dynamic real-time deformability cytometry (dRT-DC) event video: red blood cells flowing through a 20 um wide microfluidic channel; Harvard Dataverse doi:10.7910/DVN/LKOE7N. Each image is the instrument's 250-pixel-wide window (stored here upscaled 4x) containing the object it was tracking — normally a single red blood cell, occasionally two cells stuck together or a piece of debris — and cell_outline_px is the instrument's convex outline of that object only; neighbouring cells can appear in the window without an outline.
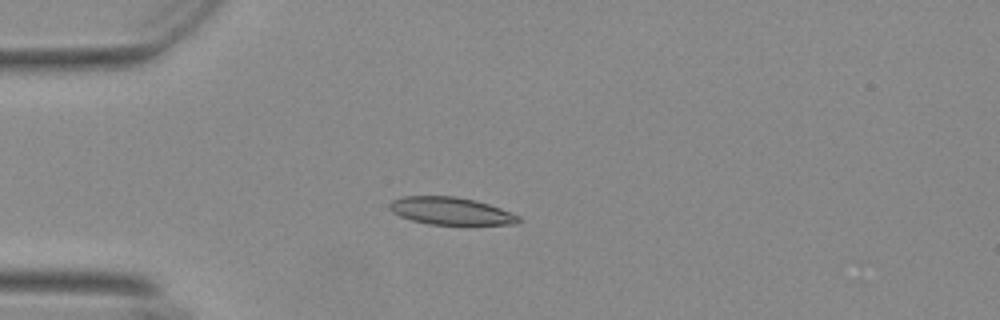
{"species": "Egyptian fruit bat (a non-hibernating species)", "species_latin": "Rousettus aegyptiacus", "temperature_condition": "warm", "stored_images_in_passage": 31, "camera_frame_rate_fps": 3000, "um_per_image_px": 0.085, "animal": {"sex": "female"}, "frame": {"image": 1, "passage_image": 1, "time_ms": 0.0, "image_size_px": [1000, 320], "cell_outline_px": [[520, 220], [516, 224], [428, 224], [412, 220], [400, 216], [392, 212], [388, 208], [388, 204], [392, 200], [404, 196], [452, 196], [472, 200], [488, 204], [500, 208], [520, 216]], "centroid_in_image_um": [38.27, 17.93], "position_along_channel_um": 46.7, "area_um2": 20.4}}
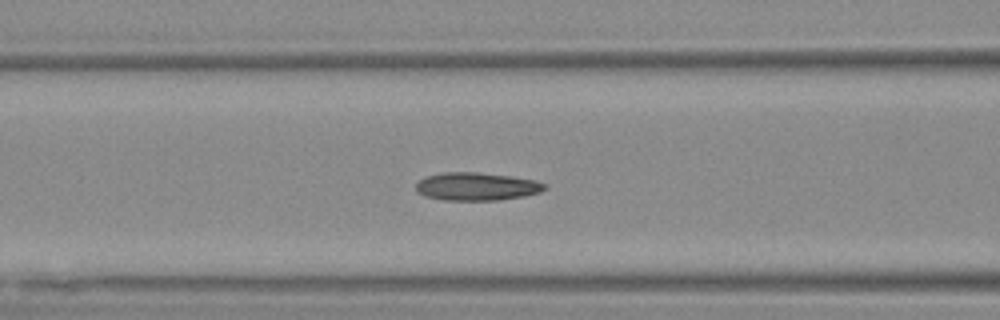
{"frame": {"image": 2, "passage_image": 9, "time_ms": 2.667, "image_size_px": [1000, 320], "cell_outline_px": [[548, 188], [540, 192], [524, 196], [500, 200], [440, 200], [424, 196], [416, 192], [416, 184], [424, 176], [444, 172], [476, 172], [512, 176], [532, 180], [544, 184]], "centroid_in_image_um": [40.47, 15.85], "position_along_channel_um": 126.1, "area_um2": 21.1}}
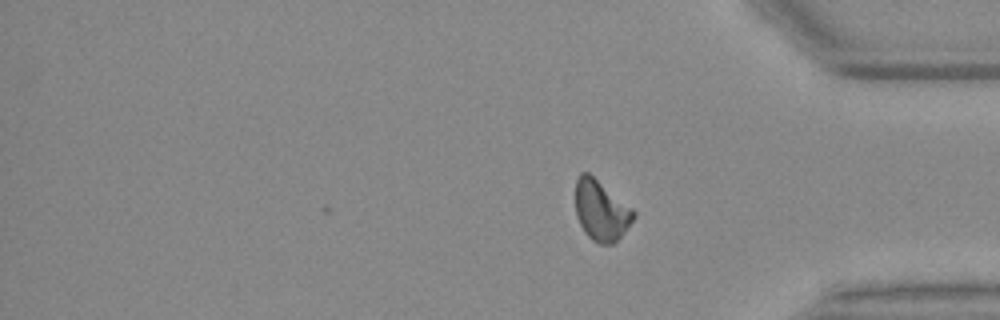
{"frame": {"image": 3, "passage_image": 31, "time_ms": 10.0, "image_size_px": [1000, 320], "cell_outline_px": [[636, 216], [620, 236], [612, 244], [600, 244], [592, 240], [584, 232], [576, 216], [576, 180], [580, 172], [588, 172], [632, 208], [636, 212]], "centroid_in_image_um": [51.08, 17.89], "position_along_channel_um": 384.1, "area_um2": 20.23}, "authors_computed_cell_mechanics": {"area_um2": 20.4034, "velocity_mm_per_s": 3.6874, "shape_relaxation_time_tau1_ms": null, "shape_relaxation_time_tau2_ms": 3.9973, "deformation_change_tau1": null, "deformation_change_tau2": 0.1091}}